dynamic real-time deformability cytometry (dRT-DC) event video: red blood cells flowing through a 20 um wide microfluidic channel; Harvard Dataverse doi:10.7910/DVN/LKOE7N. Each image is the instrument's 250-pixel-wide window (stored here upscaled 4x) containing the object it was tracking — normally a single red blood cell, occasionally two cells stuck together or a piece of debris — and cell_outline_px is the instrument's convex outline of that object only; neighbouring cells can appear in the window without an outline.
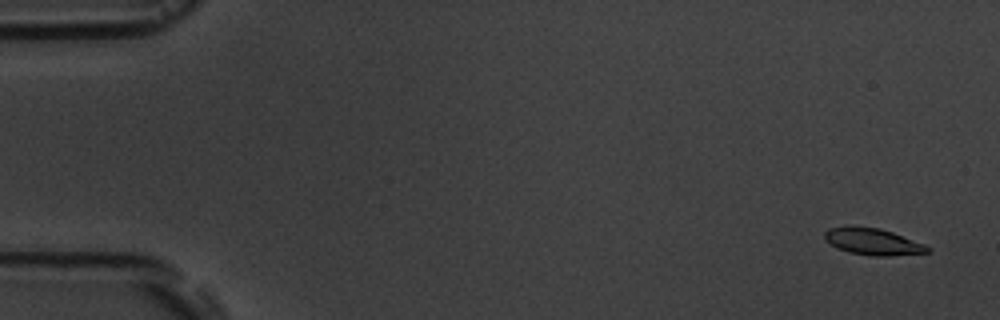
{"species": "common noctule bat (a hibernating species)", "species_latin": "Nyctalus noctula", "temperature_condition": "room temperature", "stored_images_in_passage": 6, "camera_frame_rate_fps": 3000, "um_per_image_px": 0.085, "animal": {"sex": "male", "body_mass_g": 19.5, "forearm_length_mm": 54.6}, "frame": {"image": 1, "passage_image": 1, "time_ms": 0.0, "image_size_px": [1000, 320], "cell_outline_px": [[932, 252], [892, 256], [872, 256], [848, 252], [836, 248], [824, 236], [824, 232], [828, 228], [852, 224], [880, 228], [892, 232], [924, 244], [932, 248]], "centroid_in_image_um": [74.2, 20.52], "position_along_channel_um": 10.8, "area_um2": 16.36}}
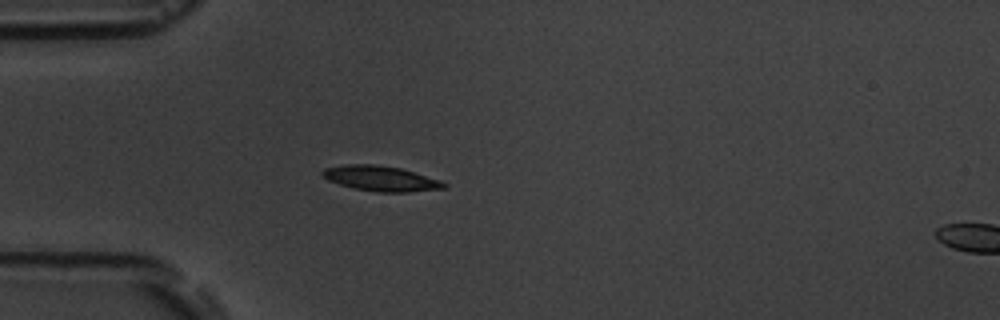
{"frame": {"image": 2, "passage_image": 5, "time_ms": 4.667, "image_size_px": [1000, 320], "cell_outline_px": [[448, 188], [408, 192], [376, 192], [352, 188], [328, 180], [320, 172], [324, 168], [344, 164], [376, 164], [400, 168], [440, 180], [448, 184]], "centroid_in_image_um": [32.37, 15.17], "position_along_channel_um": 52.6, "area_um2": 17.92}}